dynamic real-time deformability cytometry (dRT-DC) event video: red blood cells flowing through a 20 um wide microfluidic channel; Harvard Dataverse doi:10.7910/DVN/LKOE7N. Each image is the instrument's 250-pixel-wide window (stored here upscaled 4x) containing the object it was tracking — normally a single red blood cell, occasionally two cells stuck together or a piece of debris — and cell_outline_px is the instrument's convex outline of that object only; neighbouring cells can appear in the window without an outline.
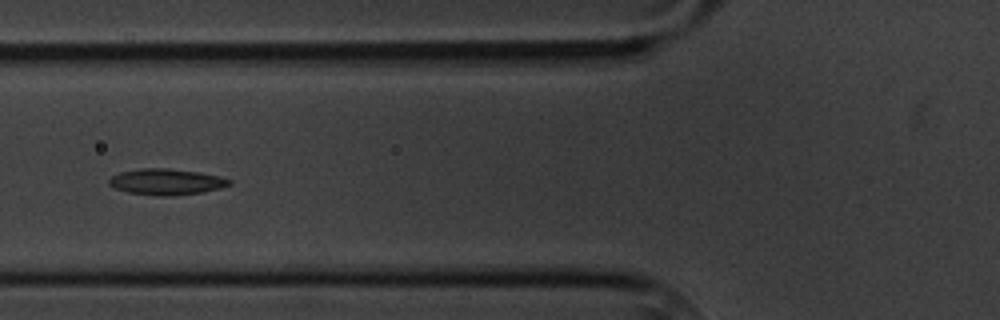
{"species": "common noctule bat (a hibernating species)", "species_latin": "Nyctalus noctula", "temperature_condition": "cold", "stored_images_in_passage": 7, "camera_frame_rate_fps": 3000, "um_per_image_px": 0.085, "animal": {"sex": "male", "body_mass_g": 20.1, "forearm_length_mm": 53.5}, "frame": {"image": 1, "passage_image": 5, "time_ms": 4.667, "image_size_px": [1000, 320], "cell_outline_px": [[232, 184], [220, 188], [204, 192], [172, 196], [156, 196], [128, 192], [116, 188], [108, 184], [108, 180], [112, 176], [120, 172], [140, 168], [168, 168], [200, 172], [220, 176], [232, 180]], "centroid_in_image_um": [14.16, 15.45], "position_along_channel_um": 111.6, "area_um2": 18.44}}
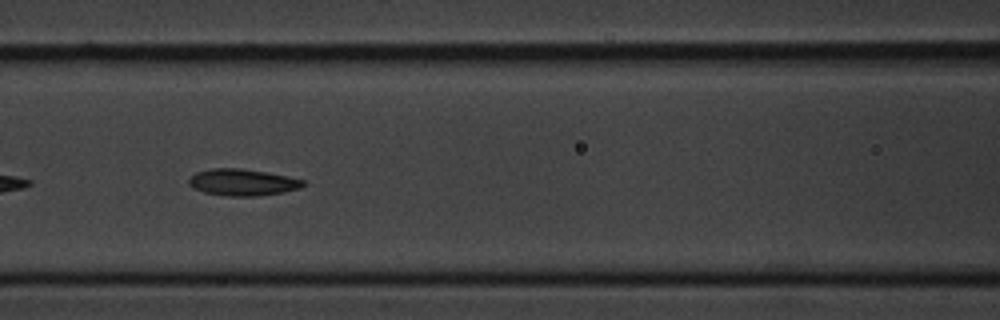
{"frame": {"image": 2, "passage_image": 6, "time_ms": 5.667, "image_size_px": [1000, 320], "cell_outline_px": [[308, 184], [300, 188], [284, 192], [256, 196], [228, 196], [204, 192], [192, 188], [188, 184], [188, 180], [196, 172], [212, 168], [240, 168], [288, 176], [304, 180]], "centroid_in_image_um": [20.63, 15.5], "position_along_channel_um": 146.0, "area_um2": 17.8}}
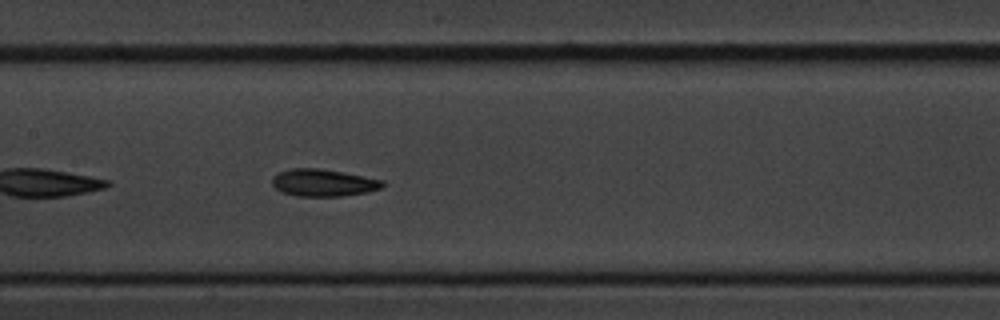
{"frame": {"image": 3, "passage_image": 7, "time_ms": 6.667, "image_size_px": [1000, 320], "cell_outline_px": [[384, 184], [380, 188], [368, 192], [340, 196], [296, 196], [280, 192], [272, 184], [272, 176], [280, 172], [292, 168], [320, 168], [384, 180]], "centroid_in_image_um": [27.45, 15.53], "position_along_channel_um": 180.0, "area_um2": 17.46}}